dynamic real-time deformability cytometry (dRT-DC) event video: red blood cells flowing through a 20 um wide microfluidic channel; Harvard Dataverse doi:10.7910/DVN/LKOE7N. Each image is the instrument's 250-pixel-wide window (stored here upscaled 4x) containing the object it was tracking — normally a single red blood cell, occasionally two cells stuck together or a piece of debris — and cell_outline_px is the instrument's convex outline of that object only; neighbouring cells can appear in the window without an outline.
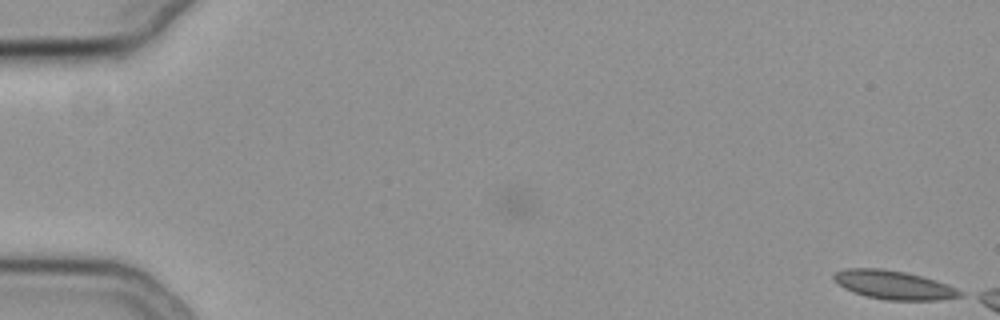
{"species": "common noctule bat (a hibernating species)", "species_latin": "Nyctalus noctula", "temperature_condition": "cold", "stored_images_in_passage": 3, "camera_frame_rate_fps": 3000, "um_per_image_px": 0.085, "animal": {"sex": "female", "body_mass_g": 19.3, "forearm_length_mm": 54.1}, "frame": {"image": 1, "passage_image": 3, "time_ms": 0.667, "image_size_px": [1000, 320], "cell_outline_px": [[964, 296], [936, 300], [884, 300], [852, 292], [844, 288], [832, 276], [836, 272], [844, 268], [884, 268], [904, 272], [936, 280], [948, 284], [964, 292]], "centroid_in_image_um": [76.0, 24.22], "position_along_channel_um": 9.0, "area_um2": 21.1}}